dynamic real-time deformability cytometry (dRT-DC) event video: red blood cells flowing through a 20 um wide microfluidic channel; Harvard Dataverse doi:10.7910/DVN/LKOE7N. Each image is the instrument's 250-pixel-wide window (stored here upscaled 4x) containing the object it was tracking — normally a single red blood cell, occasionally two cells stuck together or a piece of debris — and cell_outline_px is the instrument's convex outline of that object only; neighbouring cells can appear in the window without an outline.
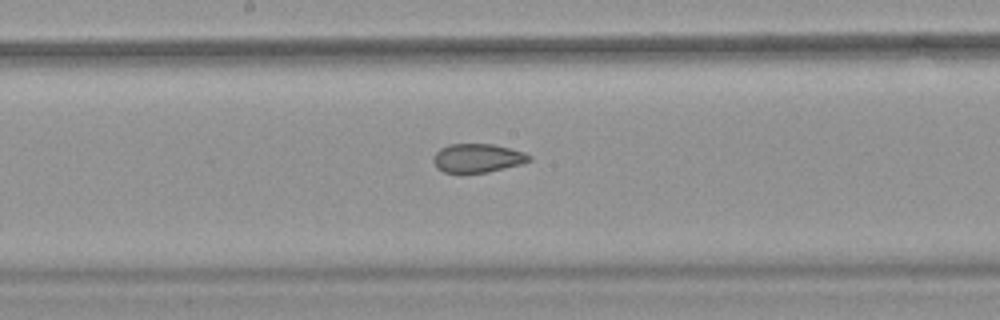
{"species": "common noctule bat (a hibernating species)", "species_latin": "Nyctalus noctula", "temperature_condition": "warm", "stored_images_in_passage": 36, "camera_frame_rate_fps": 3000, "um_per_image_px": 0.085, "animal": {"sex": "female", "body_mass_g": 18.4}, "frame": {"image": 1, "passage_image": 21, "time_ms": 6.667, "image_size_px": [1000, 320], "cell_outline_px": [[532, 160], [524, 164], [488, 172], [444, 172], [436, 168], [432, 160], [432, 156], [440, 148], [448, 144], [492, 144], [524, 152], [532, 156]], "centroid_in_image_um": [40.6, 13.43], "position_along_channel_um": 207.6, "area_um2": 16.18}}